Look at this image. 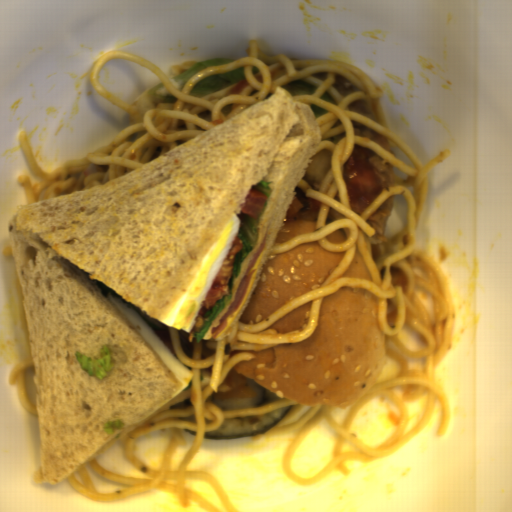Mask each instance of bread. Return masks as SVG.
<instances>
[{"label": "bread", "instance_id": "b6be36c0", "mask_svg": "<svg viewBox=\"0 0 512 512\" xmlns=\"http://www.w3.org/2000/svg\"><path fill=\"white\" fill-rule=\"evenodd\" d=\"M345 253L321 248L314 240L282 254L267 255L257 286L237 322L261 321L295 298L318 289Z\"/></svg>", "mask_w": 512, "mask_h": 512}, {"label": "bread", "instance_id": "23157a8e", "mask_svg": "<svg viewBox=\"0 0 512 512\" xmlns=\"http://www.w3.org/2000/svg\"><path fill=\"white\" fill-rule=\"evenodd\" d=\"M340 276L344 277H359L372 280L371 271L363 259L362 255L356 251L348 269Z\"/></svg>", "mask_w": 512, "mask_h": 512}, {"label": "bread", "instance_id": "2504dc21", "mask_svg": "<svg viewBox=\"0 0 512 512\" xmlns=\"http://www.w3.org/2000/svg\"><path fill=\"white\" fill-rule=\"evenodd\" d=\"M312 310L311 301L294 309L290 313L270 324L268 329L277 333H291L307 328Z\"/></svg>", "mask_w": 512, "mask_h": 512}, {"label": "bread", "instance_id": "c6332bfd", "mask_svg": "<svg viewBox=\"0 0 512 512\" xmlns=\"http://www.w3.org/2000/svg\"><path fill=\"white\" fill-rule=\"evenodd\" d=\"M317 228L316 221L306 219H286L283 220L281 227L273 241L287 242L295 235L312 233Z\"/></svg>", "mask_w": 512, "mask_h": 512}, {"label": "bread", "instance_id": "8d2b1439", "mask_svg": "<svg viewBox=\"0 0 512 512\" xmlns=\"http://www.w3.org/2000/svg\"><path fill=\"white\" fill-rule=\"evenodd\" d=\"M322 140L310 107L276 85L268 99L104 184L18 207L6 228L33 367L44 484L59 485L155 416L192 396L99 280L150 319H164L186 294L225 225L253 186L271 182L254 249L241 263L231 300L266 236L258 286L295 188ZM262 251V252H263ZM106 344L112 368L87 376L75 350L92 358ZM160 407V408H159ZM159 408V409H158ZM157 409V410H156ZM156 410V411H155ZM120 420L112 435L102 428Z\"/></svg>", "mask_w": 512, "mask_h": 512}, {"label": "bread", "instance_id": "cb027b5d", "mask_svg": "<svg viewBox=\"0 0 512 512\" xmlns=\"http://www.w3.org/2000/svg\"><path fill=\"white\" fill-rule=\"evenodd\" d=\"M378 295L341 288L321 300L308 338L259 349L234 371L299 403L352 405L380 379L385 338Z\"/></svg>", "mask_w": 512, "mask_h": 512}]
</instances>
